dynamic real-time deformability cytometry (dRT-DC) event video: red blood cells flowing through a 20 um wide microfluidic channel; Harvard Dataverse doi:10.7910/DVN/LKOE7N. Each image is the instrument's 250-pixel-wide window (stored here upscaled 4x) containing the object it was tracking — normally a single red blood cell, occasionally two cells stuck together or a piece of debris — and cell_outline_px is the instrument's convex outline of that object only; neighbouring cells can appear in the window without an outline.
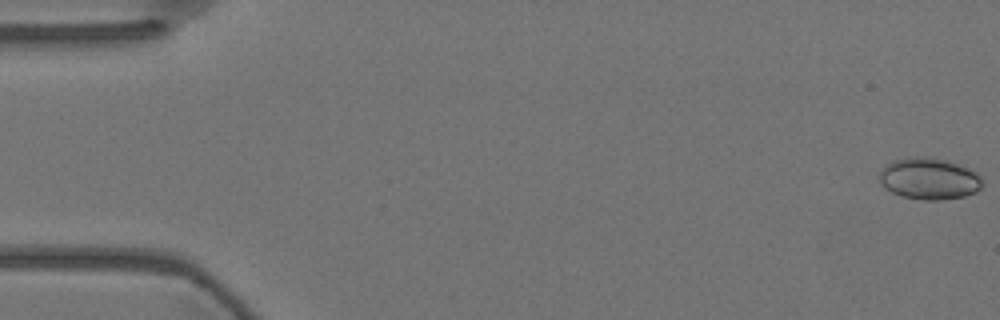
{"species": "Egyptian fruit bat (a non-hibernating species)", "species_latin": "Rousettus aegyptiacus", "temperature_condition": "warm", "stored_images_in_passage": 57, "camera_frame_rate_fps": 3000, "um_per_image_px": 0.085, "animal": {"sex": "female"}, "frame": {"image": 1, "passage_image": 1, "time_ms": 0.0, "image_size_px": [1000, 320], "cell_outline_px": [[980, 188], [976, 192], [964, 196], [944, 200], [924, 200], [900, 196], [884, 188], [880, 180], [880, 172], [892, 160], [908, 156], [924, 156], [948, 160], [968, 168], [976, 172], [980, 176]], "centroid_in_image_um": [78.96, 15.18], "position_along_channel_um": 6.0, "area_um2": 25.03}}
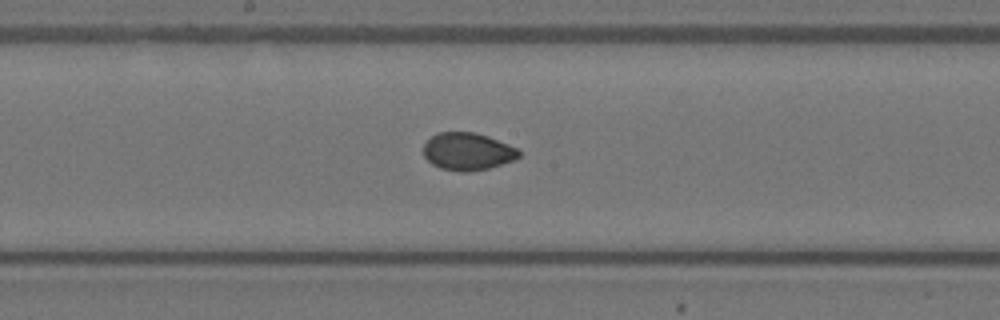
{"frame": {"image": 2, "passage_image": 30, "time_ms": 9.667, "image_size_px": [1000, 320], "cell_outline_px": [[520, 156], [516, 160], [488, 168], [468, 172], [460, 172], [440, 168], [432, 164], [424, 156], [424, 144], [436, 132], [476, 132], [488, 136], [508, 144], [516, 148], [520, 152]], "centroid_in_image_um": [39.75, 12.88], "position_along_channel_um": 208.4, "area_um2": 20.92}}
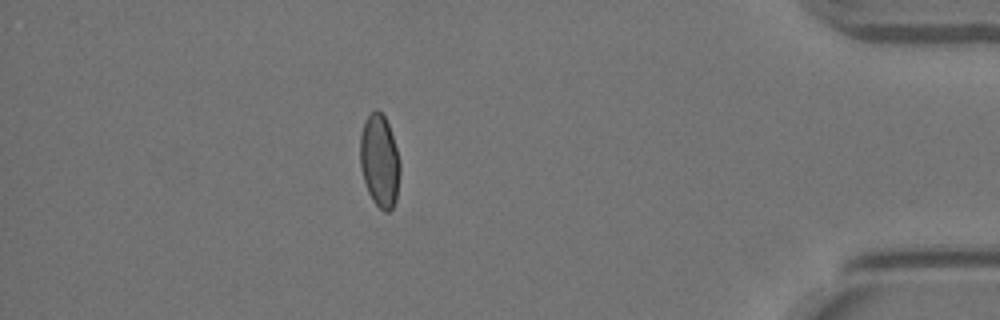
{"frame": {"image": 3, "passage_image": 50, "time_ms": 16.333, "image_size_px": [1000, 320], "cell_outline_px": [[400, 172], [396, 200], [392, 208], [388, 212], [384, 212], [372, 200], [368, 192], [360, 168], [360, 132], [364, 120], [376, 108], [384, 116], [388, 124], [400, 160]], "centroid_in_image_um": [32.25, 13.68], "position_along_channel_um": 402.9, "area_um2": 21.62}, "authors_computed_cell_mechanics": {"area_um2": 21.5016, "velocity_mm_per_s": 3.6046, "shape_relaxation_time_tau1_ms": 9.177, "shape_relaxation_time_tau2_ms": 0.7981, "deformation_change_tau1": 0.1883, "deformation_change_tau2": 0.0289}}